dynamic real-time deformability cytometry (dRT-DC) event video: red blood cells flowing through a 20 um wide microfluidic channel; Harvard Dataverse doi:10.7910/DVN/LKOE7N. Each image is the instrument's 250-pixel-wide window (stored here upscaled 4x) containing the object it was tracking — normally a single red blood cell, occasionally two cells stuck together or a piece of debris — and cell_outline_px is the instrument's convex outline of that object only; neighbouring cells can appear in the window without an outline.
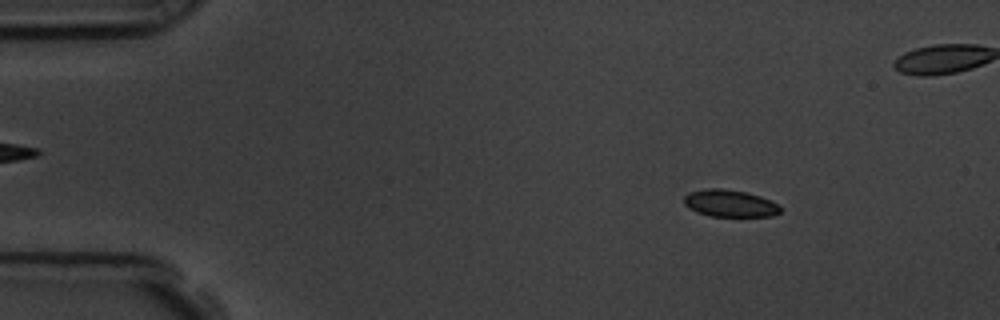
{"species": "common noctule bat (a hibernating species)", "species_latin": "Nyctalus noctula", "temperature_condition": "room temperature", "stored_images_in_passage": 58, "camera_frame_rate_fps": 3000, "um_per_image_px": 0.085, "animal": {"sex": "male", "body_mass_g": 19.5, "forearm_length_mm": 54.6}, "frame": {"image": 1, "passage_image": 8, "time_ms": 2.333, "image_size_px": [1000, 320], "cell_outline_px": [[780, 212], [772, 216], [708, 216], [696, 212], [688, 208], [684, 204], [684, 196], [688, 192], [704, 188], [724, 188], [744, 192], [760, 196], [776, 204], [780, 208]], "centroid_in_image_um": [61.96, 17.28], "position_along_channel_um": 23.0, "area_um2": 15.2}}
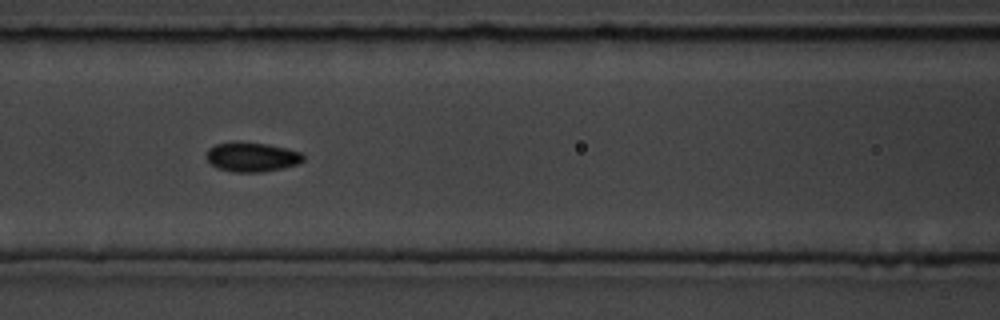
{"frame": {"image": 2, "passage_image": 25, "time_ms": 8.0, "image_size_px": [1000, 320], "cell_outline_px": [[304, 160], [300, 164], [260, 172], [232, 172], [216, 168], [208, 160], [208, 148], [216, 144], [268, 144], [300, 152], [304, 156]], "centroid_in_image_um": [21.45, 13.38], "position_along_channel_um": 145.2, "area_um2": 15.95}}
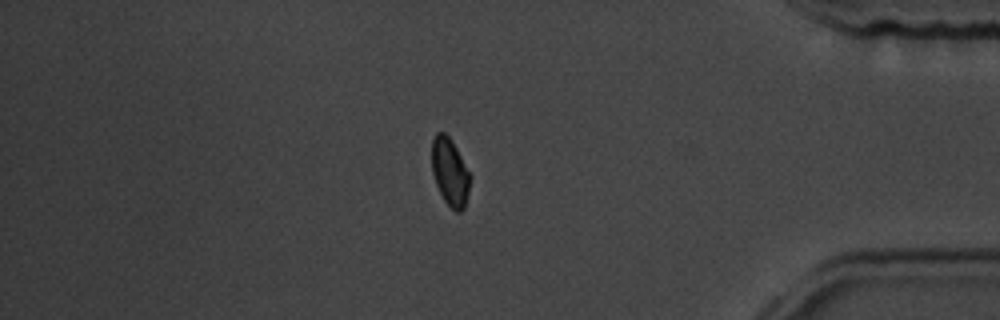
{"frame": {"image": 3, "passage_image": 49, "time_ms": 16.0, "image_size_px": [1000, 320], "cell_outline_px": [[472, 176], [464, 208], [460, 212], [456, 212], [444, 200], [436, 184], [432, 172], [432, 140], [436, 132], [444, 132], [452, 140]], "centroid_in_image_um": [38.25, 14.6], "position_along_channel_um": 396.9, "area_um2": 15.14}, "authors_computed_cell_mechanics": {"area_um2": 15.895, "velocity_mm_per_s": 3.5545, "shape_relaxation_time_tau1_ms": 3.5765, "shape_relaxation_time_tau2_ms": 1.9489, "deformation_change_tau1": 0.0734, "deformation_change_tau2": 0.0571}}